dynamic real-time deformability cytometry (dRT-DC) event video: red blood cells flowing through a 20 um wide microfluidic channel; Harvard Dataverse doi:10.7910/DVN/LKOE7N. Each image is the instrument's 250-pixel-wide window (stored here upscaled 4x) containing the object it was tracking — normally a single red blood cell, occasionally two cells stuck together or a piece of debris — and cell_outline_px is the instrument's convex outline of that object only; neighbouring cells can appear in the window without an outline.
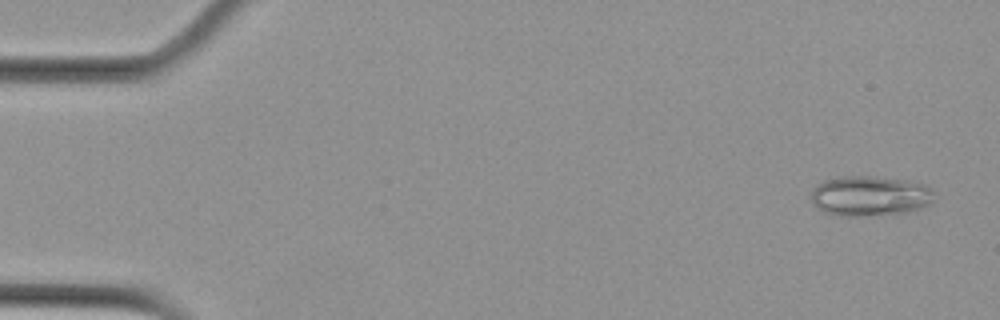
{"species": "Egyptian fruit bat (a non-hibernating species)", "species_latin": "Rousettus aegyptiacus", "temperature_condition": "cold", "stored_images_in_passage": 57, "camera_frame_rate_fps": 3000, "um_per_image_px": 0.085, "animal": {"sex": "female"}, "frame": {"image": 1, "passage_image": 3, "time_ms": 0.667, "image_size_px": [1000, 320], "cell_outline_px": [[936, 192], [932, 204], [908, 212], [860, 216], [840, 216], [824, 212], [812, 204], [812, 188], [816, 184], [824, 180], [844, 176], [868, 176], [908, 180], [924, 184], [932, 188]], "centroid_in_image_um": [73.97, 16.65], "position_along_channel_um": 11.0, "area_um2": 29.13}}
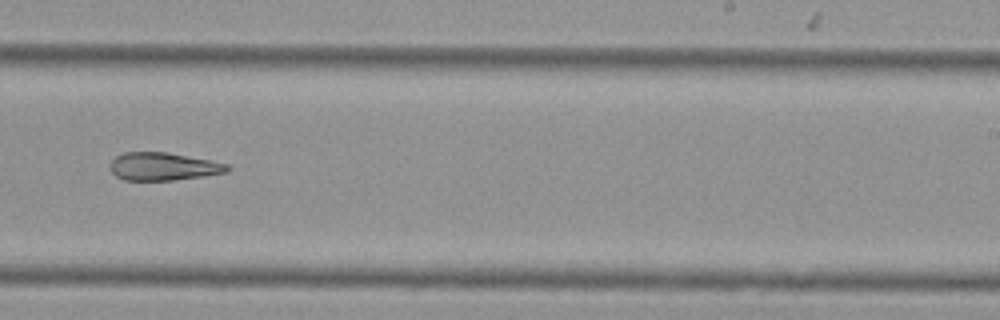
{"frame": {"image": 2, "passage_image": 36, "time_ms": 11.667, "image_size_px": [1000, 320], "cell_outline_px": [[232, 168], [228, 172], [204, 176], [172, 180], [124, 180], [116, 176], [112, 172], [112, 160], [116, 156], [124, 152], [168, 152], [228, 164]], "centroid_in_image_um": [13.91, 14.15], "position_along_channel_um": 275.1, "area_um2": 18.9}}
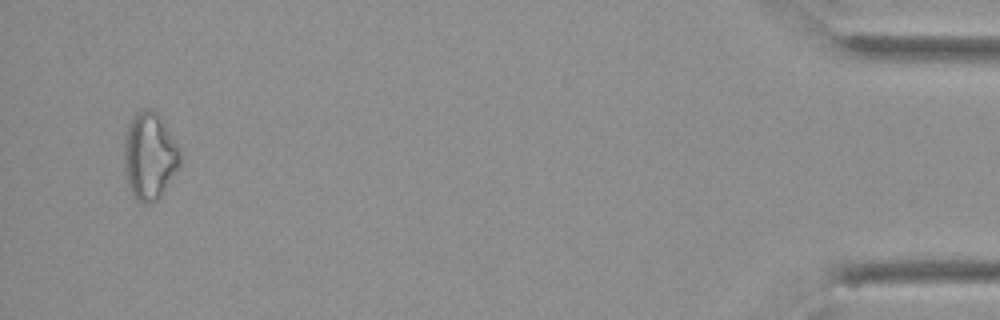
{"frame": {"image": 3, "passage_image": 55, "time_ms": 18.0, "image_size_px": [1000, 320], "cell_outline_px": [[180, 164], [160, 196], [156, 200], [144, 204], [136, 200], [132, 196], [128, 184], [124, 164], [124, 140], [128, 124], [132, 116], [136, 112], [144, 108], [152, 108], [160, 116], [180, 152]], "centroid_in_image_um": [12.67, 13.24], "position_along_channel_um": 422.5, "area_um2": 28.15}}